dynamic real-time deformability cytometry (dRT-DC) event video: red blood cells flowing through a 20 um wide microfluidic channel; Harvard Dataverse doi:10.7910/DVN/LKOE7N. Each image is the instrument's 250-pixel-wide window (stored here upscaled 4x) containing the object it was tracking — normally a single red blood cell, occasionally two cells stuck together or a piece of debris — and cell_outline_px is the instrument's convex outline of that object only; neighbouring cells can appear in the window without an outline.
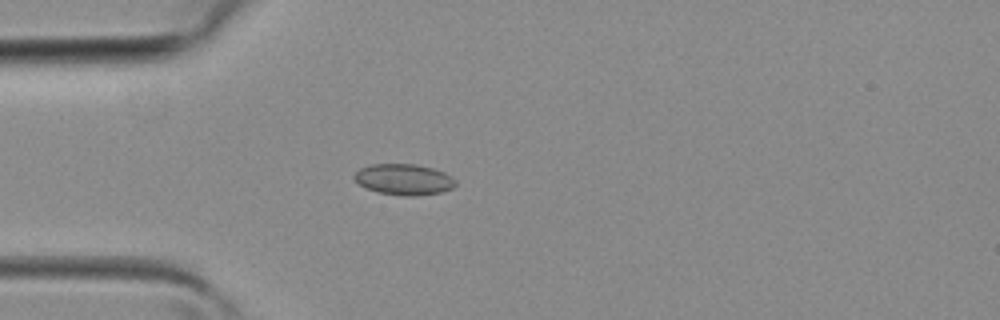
{"species": "common noctule bat (a hibernating species)", "species_latin": "Nyctalus noctula", "temperature_condition": "room temperature", "stored_images_in_passage": 35, "camera_frame_rate_fps": 3000, "um_per_image_px": 0.085, "animal": {"sex": "female", "body_mass_g": 19.3, "forearm_length_mm": 54.1}, "frame": {"image": 1, "passage_image": 6, "time_ms": 1.667, "image_size_px": [1000, 320], "cell_outline_px": [[456, 184], [452, 188], [440, 192], [416, 196], [404, 196], [380, 192], [368, 188], [360, 184], [352, 176], [360, 168], [372, 164], [416, 164], [432, 168], [444, 172], [452, 176], [456, 180]], "centroid_in_image_um": [34.36, 15.24], "position_along_channel_um": 50.6, "area_um2": 18.15}}
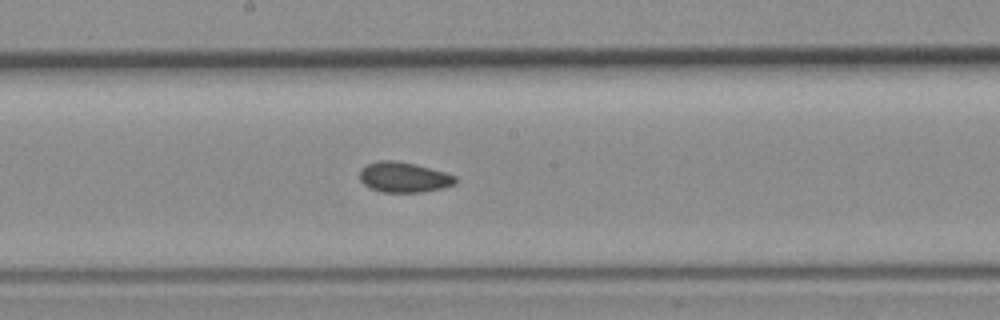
{"frame": {"image": 2, "passage_image": 16, "time_ms": 5.0, "image_size_px": [1000, 320], "cell_outline_px": [[456, 184], [444, 188], [424, 192], [380, 192], [364, 184], [360, 180], [360, 168], [368, 164], [380, 160], [396, 160], [416, 164], [444, 172], [456, 176]], "centroid_in_image_um": [34.34, 15.06], "position_along_channel_um": 213.9, "area_um2": 16.99}}
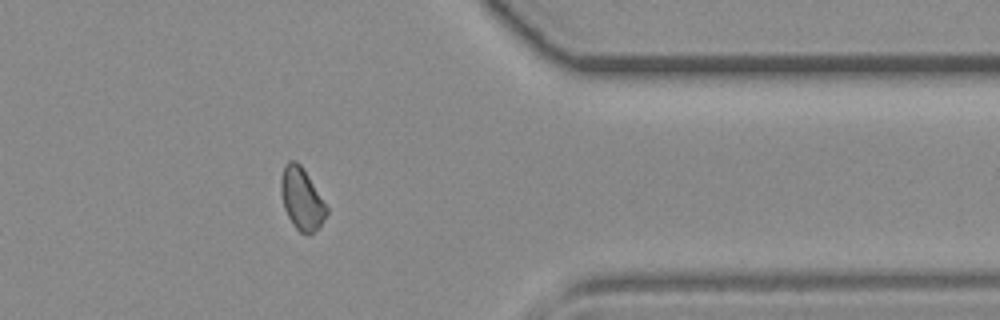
{"frame": {"image": 3, "passage_image": 27, "time_ms": 8.667, "image_size_px": [1000, 320], "cell_outline_px": [[328, 212], [320, 228], [308, 236], [300, 232], [292, 224], [284, 208], [280, 192], [280, 180], [284, 164], [288, 160], [296, 160], [300, 164], [308, 176], [328, 208]], "centroid_in_image_um": [25.63, 16.92], "position_along_channel_um": 385.8, "area_um2": 16.65}}